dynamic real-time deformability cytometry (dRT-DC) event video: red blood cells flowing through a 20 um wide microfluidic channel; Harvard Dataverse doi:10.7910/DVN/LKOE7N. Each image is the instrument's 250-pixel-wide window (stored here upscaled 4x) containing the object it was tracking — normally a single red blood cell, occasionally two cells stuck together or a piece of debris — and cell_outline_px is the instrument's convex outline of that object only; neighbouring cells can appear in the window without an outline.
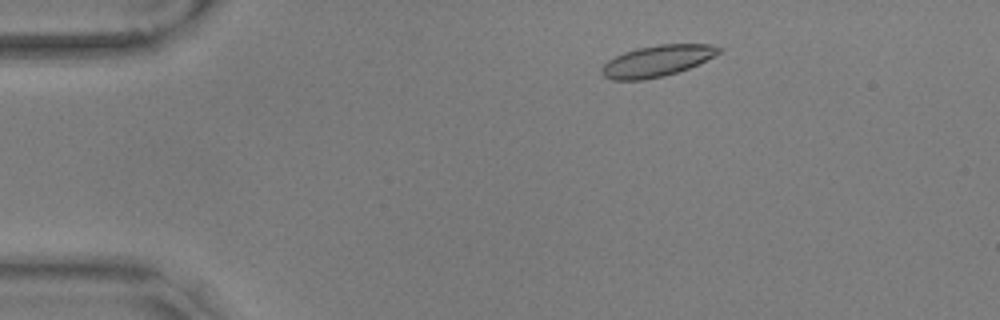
{"species": "common noctule bat (a hibernating species)", "species_latin": "Nyctalus noctula", "temperature_condition": "warm", "stored_images_in_passage": 53, "camera_frame_rate_fps": 3000, "um_per_image_px": 0.085, "animal": {"sex": "male", "body_mass_g": 17.9, "forearm_length_mm": 54.2}, "frame": {"image": 1, "passage_image": 6, "time_ms": 1.667, "image_size_px": [1000, 320], "cell_outline_px": [[724, 48], [720, 52], [688, 68], [664, 76], [644, 80], [612, 80], [604, 76], [600, 72], [600, 68], [608, 60], [624, 52], [636, 48], [660, 44], [712, 44]], "centroid_in_image_um": [55.81, 5.18], "position_along_channel_um": 29.2, "area_um2": 21.21}}
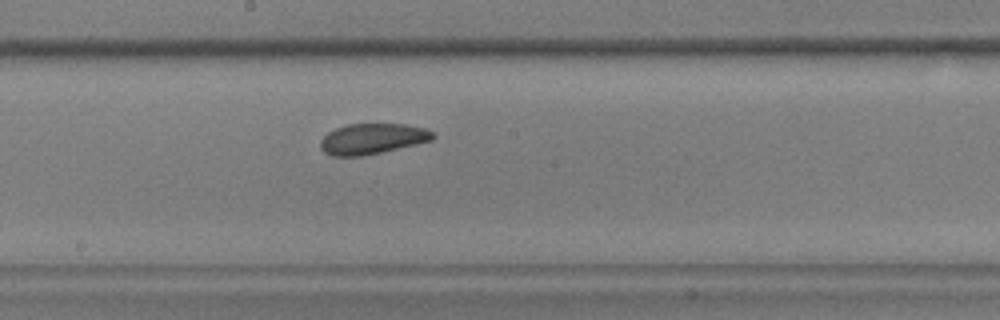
{"frame": {"image": 2, "passage_image": 27, "time_ms": 8.667, "image_size_px": [1000, 320], "cell_outline_px": [[436, 136], [432, 140], [416, 144], [380, 152], [360, 156], [332, 156], [324, 152], [320, 148], [320, 140], [328, 132], [336, 128], [348, 124], [404, 124], [424, 128], [436, 132]], "centroid_in_image_um": [31.65, 11.79], "position_along_channel_um": 216.6, "area_um2": 20.0}}
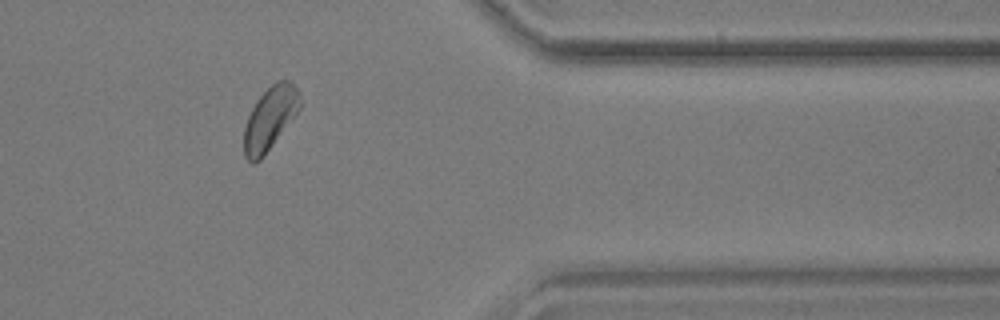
{"frame": {"image": 3, "passage_image": 43, "time_ms": 14.0, "image_size_px": [1000, 320], "cell_outline_px": [[300, 108], [264, 156], [256, 164], [252, 164], [244, 156], [244, 128], [248, 116], [256, 100], [276, 80], [292, 80], [300, 96]], "centroid_in_image_um": [22.93, 10.07], "position_along_channel_um": 388.5, "area_um2": 20.46}, "authors_computed_cell_mechanics": {"area_um2": 20.6924, "velocity_mm_per_s": 3.5378, "shape_relaxation_time_tau1_ms": 5.8696, "shape_relaxation_time_tau2_ms": 1.1201, "deformation_change_tau1": 0.1415, "deformation_change_tau2": 0.0647}}